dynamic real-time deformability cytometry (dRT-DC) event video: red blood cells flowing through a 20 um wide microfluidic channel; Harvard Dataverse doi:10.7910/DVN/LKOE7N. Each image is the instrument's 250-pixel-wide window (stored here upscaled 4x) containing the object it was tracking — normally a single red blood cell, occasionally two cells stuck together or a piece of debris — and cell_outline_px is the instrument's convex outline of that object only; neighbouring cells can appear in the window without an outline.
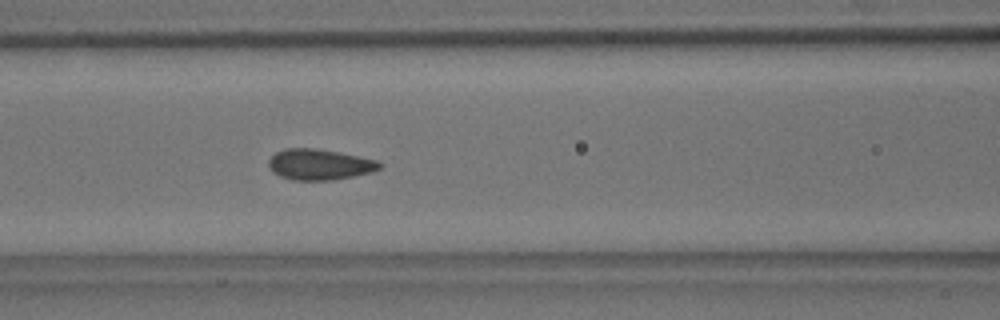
{"species": "common noctule bat (a hibernating species)", "species_latin": "Nyctalus noctula", "temperature_condition": "room temperature", "stored_images_in_passage": 18, "camera_frame_rate_fps": 3000, "um_per_image_px": 0.085, "animal": {"sex": "male", "body_mass_g": 18.8}, "frame": {"image": 1, "passage_image": 11, "time_ms": 3.333, "image_size_px": [1000, 320], "cell_outline_px": [[384, 164], [380, 168], [372, 172], [332, 180], [292, 180], [280, 176], [272, 172], [268, 168], [268, 160], [276, 152], [284, 148], [316, 148], [340, 152], [376, 160]], "centroid_in_image_um": [27.13, 13.97], "position_along_channel_um": 139.5, "area_um2": 20.06}}